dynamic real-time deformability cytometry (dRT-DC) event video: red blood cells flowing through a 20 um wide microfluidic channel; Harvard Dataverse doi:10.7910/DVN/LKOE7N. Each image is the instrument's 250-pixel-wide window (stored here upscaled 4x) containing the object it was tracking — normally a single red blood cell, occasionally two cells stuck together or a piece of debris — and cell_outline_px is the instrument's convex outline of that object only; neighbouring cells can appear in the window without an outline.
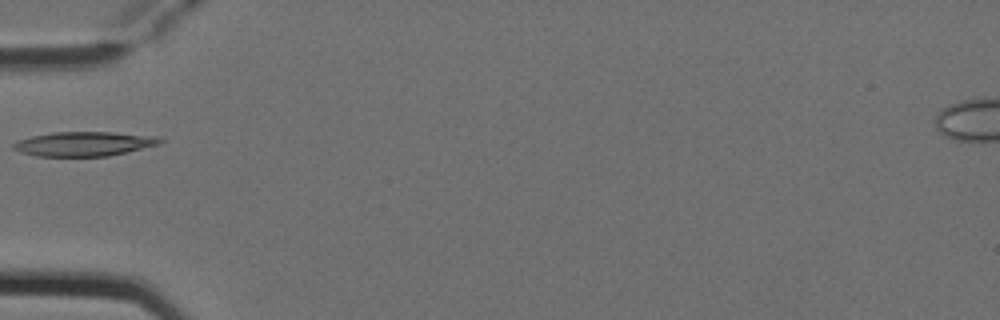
{"species": "Egyptian fruit bat (a non-hibernating species)", "species_latin": "Rousettus aegyptiacus", "temperature_condition": "cold", "stored_images_in_passage": 1, "camera_frame_rate_fps": 3000, "um_per_image_px": 0.085, "animal": {"sex": "female"}, "frame": {"image": 1, "passage_image": 1, "time_ms": 0.0, "image_size_px": [1000, 320], "cell_outline_px": [[164, 140], [160, 144], [128, 152], [108, 156], [36, 156], [20, 152], [12, 148], [12, 144], [20, 140], [32, 136], [56, 132], [112, 132], [156, 136]], "centroid_in_image_um": [7.17, 12.23], "position_along_channel_um": 77.8, "area_um2": 20.81}}